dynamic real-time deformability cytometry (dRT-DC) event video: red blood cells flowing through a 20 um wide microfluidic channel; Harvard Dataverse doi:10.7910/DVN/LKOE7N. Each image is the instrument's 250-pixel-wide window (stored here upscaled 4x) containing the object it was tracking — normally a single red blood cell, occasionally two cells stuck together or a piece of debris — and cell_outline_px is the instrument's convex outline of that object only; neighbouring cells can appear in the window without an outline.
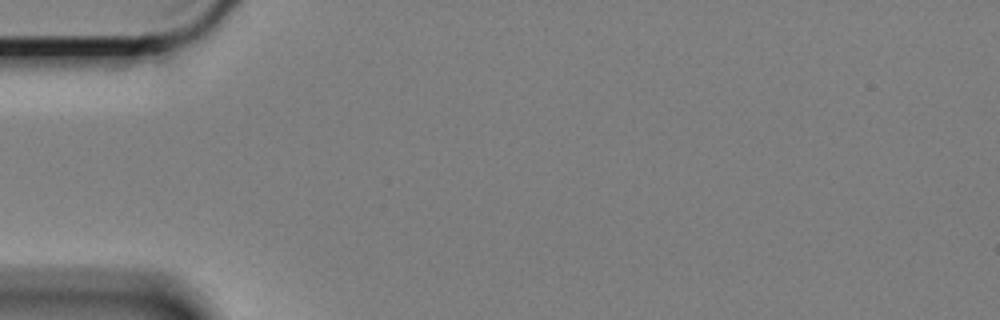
{"species": "Egyptian fruit bat (a non-hibernating species)", "species_latin": "Rousettus aegyptiacus", "temperature_condition": "cold", "stored_images_in_passage": 2, "camera_frame_rate_fps": 3000, "um_per_image_px": 0.085, "animal": {"sex": "female"}, "frame": {"image": 1, "passage_image": 1, "time_ms": 0.0, "image_size_px": [1000, 320], "cell_outline_px": [[164, 276], [152, 276], [12, 268], [12, 264], [28, 260], [60, 260], [156, 264], [164, 272]], "centroid_in_image_um": [7.86, 22.71], "position_along_channel_um": 77.1, "area_um2": 11.44}}